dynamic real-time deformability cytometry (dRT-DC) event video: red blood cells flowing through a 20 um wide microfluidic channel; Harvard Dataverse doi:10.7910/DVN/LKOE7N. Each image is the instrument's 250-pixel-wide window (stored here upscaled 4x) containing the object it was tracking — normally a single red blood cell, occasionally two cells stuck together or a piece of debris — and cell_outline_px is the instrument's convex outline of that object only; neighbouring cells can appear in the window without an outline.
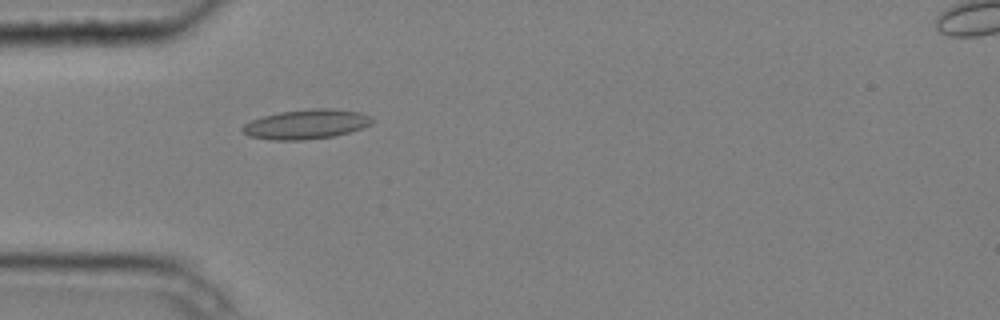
{"species": "common noctule bat (a hibernating species)", "species_latin": "Nyctalus noctula", "temperature_condition": "cold", "stored_images_in_passage": 5, "camera_frame_rate_fps": 3000, "um_per_image_px": 0.085, "animal": {"sex": "male", "body_mass_g": 20.4}, "frame": {"image": 1, "passage_image": 4, "time_ms": 1.0, "image_size_px": [1000, 320], "cell_outline_px": [[372, 124], [348, 132], [332, 136], [304, 140], [272, 140], [248, 136], [240, 128], [244, 124], [252, 120], [264, 116], [280, 112], [312, 108], [332, 108], [360, 112], [372, 116]], "centroid_in_image_um": [26.03, 10.55], "position_along_channel_um": 59.0, "area_um2": 22.25}}